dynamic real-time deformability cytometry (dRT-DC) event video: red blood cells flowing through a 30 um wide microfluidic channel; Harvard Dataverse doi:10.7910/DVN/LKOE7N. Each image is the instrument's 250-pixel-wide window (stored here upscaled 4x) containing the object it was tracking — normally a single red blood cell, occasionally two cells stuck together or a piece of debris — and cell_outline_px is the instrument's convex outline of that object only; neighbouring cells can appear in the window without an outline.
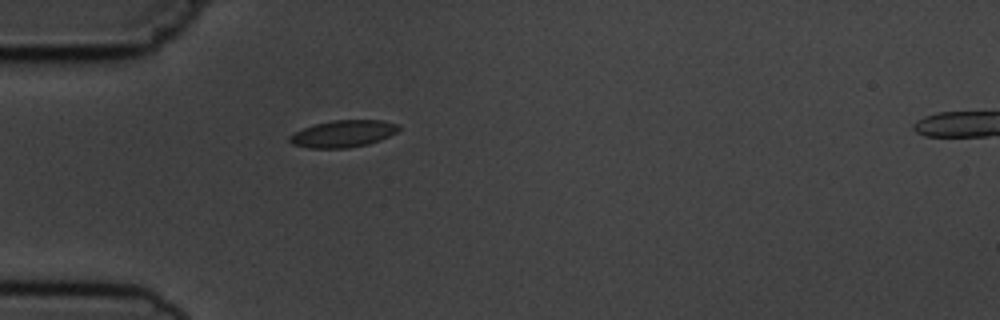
{"species": "common noctule bat (a hibernating species)", "species_latin": "Nyctalus noctula", "temperature_condition": "cold", "stored_images_in_passage": 1, "camera_frame_rate_fps": 3000, "um_per_image_px": 0.085, "animal": {"sex": "male", "body_mass_g": 19.5, "forearm_length_mm": 54.6}, "frame": {"image": 1, "passage_image": 1, "time_ms": 0.0, "image_size_px": [1000, 320], "cell_outline_px": [[400, 128], [396, 132], [380, 140], [368, 144], [348, 148], [308, 148], [292, 144], [288, 140], [288, 136], [304, 128], [316, 124], [332, 120], [384, 120], [400, 124]], "centroid_in_image_um": [29.18, 11.36], "position_along_channel_um": 55.8, "area_um2": 17.17}}